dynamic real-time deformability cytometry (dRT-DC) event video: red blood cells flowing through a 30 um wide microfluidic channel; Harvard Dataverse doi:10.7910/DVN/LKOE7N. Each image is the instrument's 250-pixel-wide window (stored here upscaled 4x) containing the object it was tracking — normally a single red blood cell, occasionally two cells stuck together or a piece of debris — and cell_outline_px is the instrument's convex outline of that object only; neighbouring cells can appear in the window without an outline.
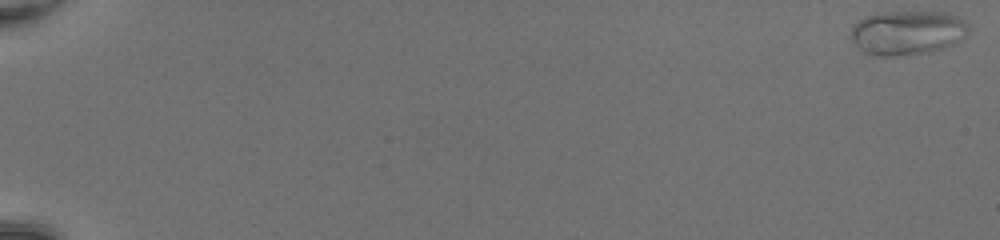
{"species": "common noctule bat (a hibernating species)", "species_latin": "Nyctalus noctula", "temperature_condition": "room temperature", "stored_images_in_passage": 52, "camera_frame_rate_fps": 3000, "um_per_image_px": 0.085, "animal": {"sex": "female", "body_mass_g": 20.0, "forearm_length_mm": 54.0}, "frame": {"image": 1, "passage_image": 1, "time_ms": 0.0, "image_size_px": [1000, 240], "cell_outline_px": [[968, 32], [956, 44], [944, 48], [928, 52], [896, 56], [880, 56], [864, 52], [852, 44], [852, 24], [864, 16], [876, 12], [948, 12], [964, 20], [968, 24]], "centroid_in_image_um": [77.11, 2.77], "position_along_channel_um": 7.9, "area_um2": 30.75}}
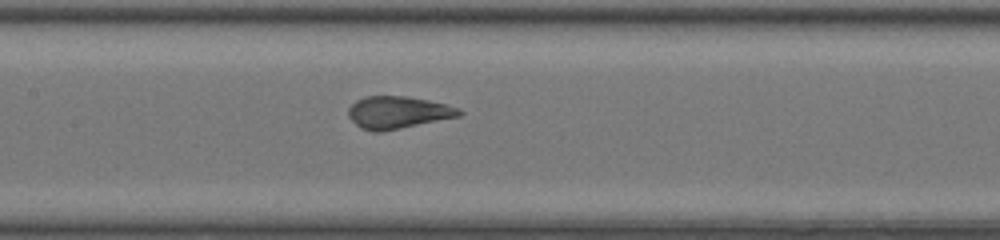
{"frame": {"image": 2, "passage_image": 28, "time_ms": 9.0, "image_size_px": [1000, 240], "cell_outline_px": [[464, 112], [460, 116], [380, 132], [372, 132], [360, 128], [348, 116], [348, 108], [356, 100], [364, 96], [404, 96], [428, 100], [460, 108]], "centroid_in_image_um": [33.8, 9.55], "position_along_channel_um": 173.6, "area_um2": 20.81}}
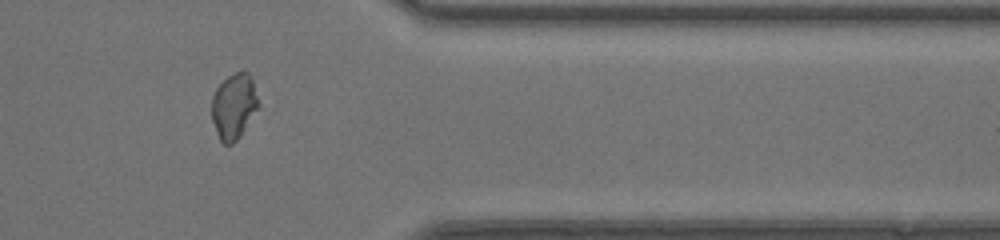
{"frame": {"image": 3, "passage_image": 44, "time_ms": 14.333, "image_size_px": [1000, 240], "cell_outline_px": [[260, 108], [240, 136], [232, 144], [224, 144], [220, 140], [216, 132], [212, 120], [212, 96], [216, 88], [228, 76], [244, 68], [248, 72], [252, 80], [260, 104]], "centroid_in_image_um": [19.91, 9.02], "position_along_channel_um": 391.5, "area_um2": 18.09}, "authors_computed_cell_mechanics": {"area_um2": 21.0392, "velocity_mm_per_s": 4.2646, "shape_relaxation_time_tau1_ms": 7.7702, "shape_relaxation_time_tau2_ms": null, "deformation_change_tau1": 0.3178, "deformation_change_tau2": null}}